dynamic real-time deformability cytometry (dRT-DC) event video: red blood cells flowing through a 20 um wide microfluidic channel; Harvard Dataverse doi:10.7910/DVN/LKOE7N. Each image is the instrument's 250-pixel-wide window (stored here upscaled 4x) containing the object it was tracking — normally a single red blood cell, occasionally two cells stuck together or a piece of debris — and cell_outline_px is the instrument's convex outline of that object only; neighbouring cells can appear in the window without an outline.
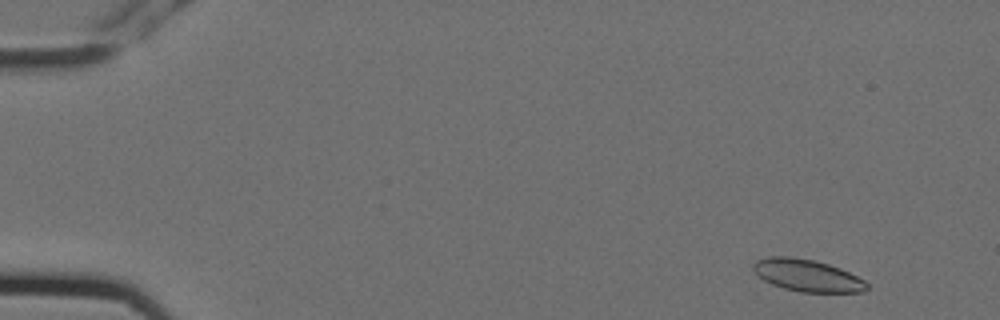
{"species": "Egyptian fruit bat (a non-hibernating species)", "species_latin": "Rousettus aegyptiacus", "temperature_condition": "cold", "stored_images_in_passage": 7, "camera_frame_rate_fps": 3000, "um_per_image_px": 0.085, "animal": {"sex": "female"}, "frame": {"image": 1, "passage_image": 1, "time_ms": 0.0, "image_size_px": [1000, 320], "cell_outline_px": [[868, 288], [864, 292], [800, 292], [784, 288], [772, 284], [764, 280], [752, 268], [752, 264], [756, 260], [772, 256], [788, 256], [812, 260], [828, 264], [840, 268], [864, 280], [868, 284]], "centroid_in_image_um": [68.62, 23.42], "position_along_channel_um": 16.4, "area_um2": 21.04}}
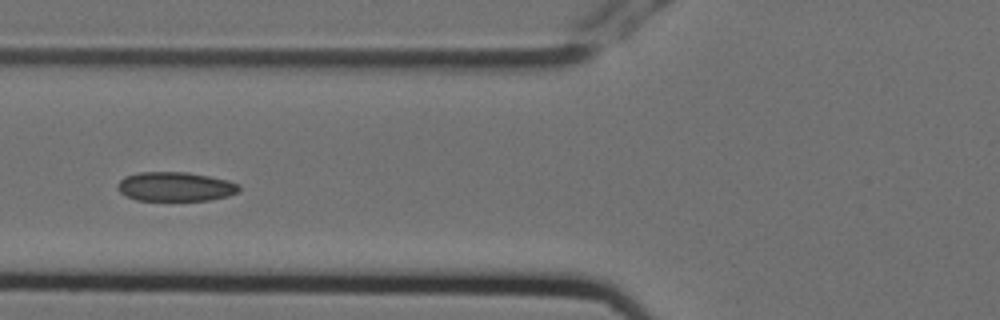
{"frame": {"image": 2, "passage_image": 6, "time_ms": 1.667, "image_size_px": [1000, 320], "cell_outline_px": [[240, 188], [236, 192], [228, 196], [208, 200], [136, 200], [120, 192], [116, 188], [116, 184], [124, 176], [136, 172], [188, 172], [228, 180], [240, 184]], "centroid_in_image_um": [14.87, 15.85], "position_along_channel_um": 110.9, "area_um2": 20.75}}
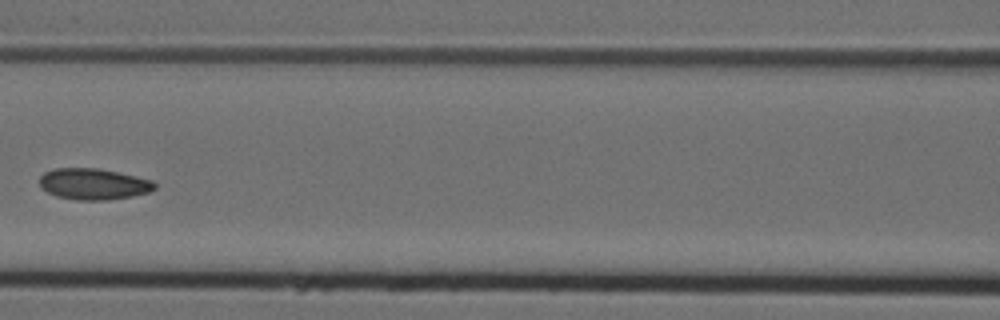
{"frame": {"image": 3, "passage_image": 7, "time_ms": 2.0, "image_size_px": [1000, 320], "cell_outline_px": [[156, 188], [148, 192], [132, 196], [108, 200], [76, 200], [56, 196], [40, 188], [40, 176], [44, 172], [52, 168], [96, 168], [116, 172], [152, 180], [156, 184]], "centroid_in_image_um": [7.91, 15.64], "position_along_channel_um": 158.7, "area_um2": 20.92}}